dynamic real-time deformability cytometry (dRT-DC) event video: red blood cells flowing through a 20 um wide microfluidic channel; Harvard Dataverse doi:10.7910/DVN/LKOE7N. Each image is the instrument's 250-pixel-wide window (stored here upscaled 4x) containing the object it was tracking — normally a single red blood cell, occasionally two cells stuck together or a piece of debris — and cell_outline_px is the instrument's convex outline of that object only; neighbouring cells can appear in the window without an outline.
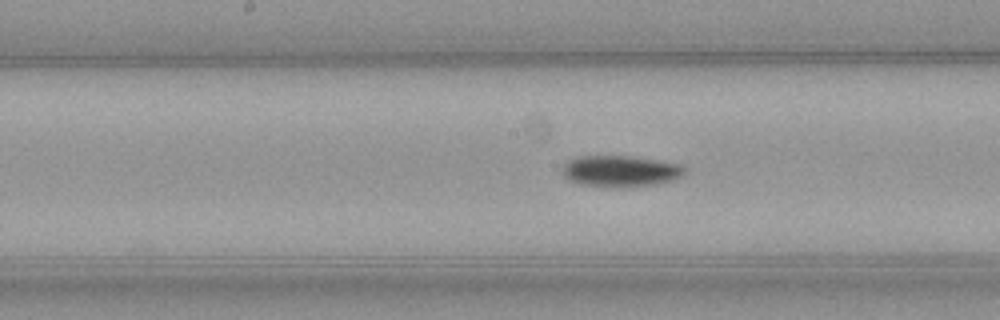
{"species": "common noctule bat (a hibernating species)", "species_latin": "Nyctalus noctula", "temperature_condition": "warm", "stored_images_in_passage": 45, "camera_frame_rate_fps": 3000, "um_per_image_px": 0.085, "animal": {"sex": "female", "body_mass_g": 21.9}, "frame": {"image": 1, "passage_image": 19, "time_ms": 6.0, "image_size_px": [1000, 320], "cell_outline_px": [[688, 168], [684, 176], [672, 180], [656, 184], [624, 188], [612, 188], [580, 184], [568, 180], [564, 176], [564, 164], [568, 160], [580, 156], [632, 156], [680, 164]], "centroid_in_image_um": [52.78, 14.56], "position_along_channel_um": 195.4, "area_um2": 22.6}}
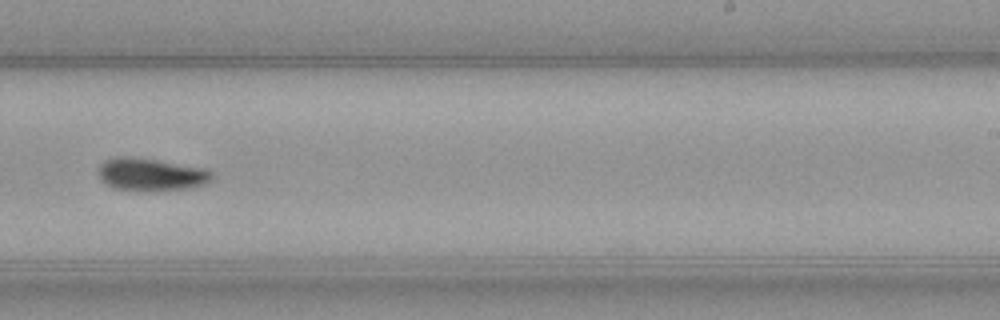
{"frame": {"image": 2, "passage_image": 25, "time_ms": 8.0, "image_size_px": [1000, 320], "cell_outline_px": [[212, 180], [204, 184], [192, 188], [156, 192], [136, 192], [112, 188], [100, 180], [100, 164], [104, 160], [112, 156], [128, 156], [156, 160], [208, 168], [212, 172]], "centroid_in_image_um": [12.84, 14.86], "position_along_channel_um": 276.2, "area_um2": 22.37}}
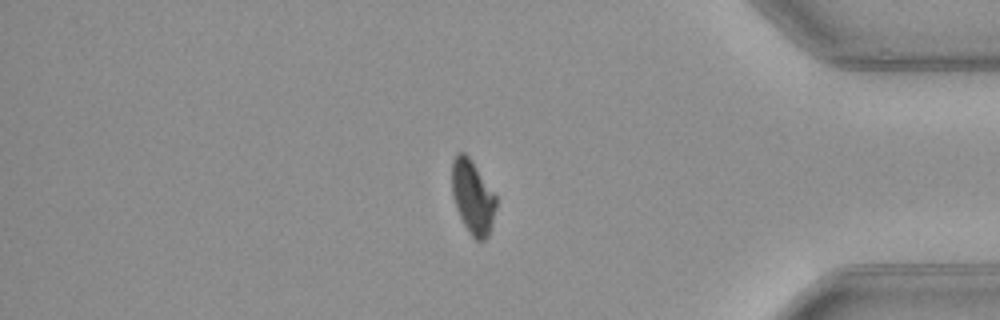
{"frame": {"image": 3, "passage_image": 36, "time_ms": 11.667, "image_size_px": [1000, 320], "cell_outline_px": [[496, 208], [492, 224], [488, 236], [484, 240], [476, 240], [468, 232], [456, 208], [452, 196], [452, 160], [456, 152], [464, 152], [472, 160], [496, 196]], "centroid_in_image_um": [40.17, 16.73], "position_along_channel_um": 395.0, "area_um2": 19.02}, "authors_computed_cell_mechanics": {"area_um2": 20.6924, "velocity_mm_per_s": 4.0503, "shape_relaxation_time_tau1_ms": 7.6041, "shape_relaxation_time_tau2_ms": null, "deformation_change_tau1": 0.2125, "deformation_change_tau2": null}}